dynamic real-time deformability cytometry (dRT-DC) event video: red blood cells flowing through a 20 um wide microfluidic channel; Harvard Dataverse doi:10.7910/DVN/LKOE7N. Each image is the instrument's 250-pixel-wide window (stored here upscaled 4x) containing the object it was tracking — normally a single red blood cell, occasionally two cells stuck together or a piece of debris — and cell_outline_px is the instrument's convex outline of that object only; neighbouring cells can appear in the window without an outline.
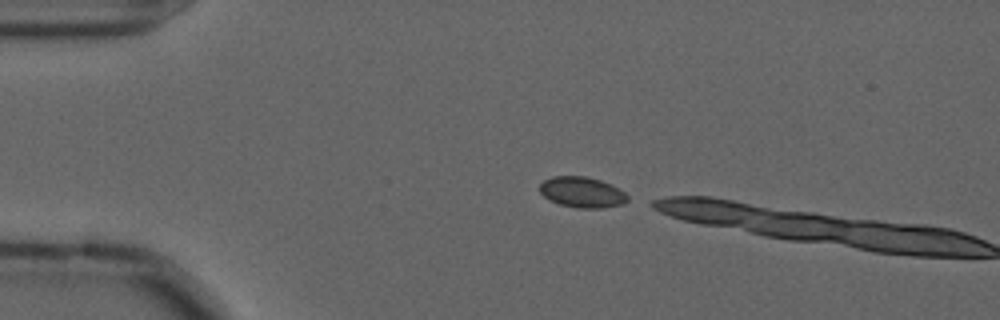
{"species": "common noctule bat (a hibernating species)", "species_latin": "Nyctalus noctula", "temperature_condition": "cold", "stored_images_in_passage": 3, "camera_frame_rate_fps": 3000, "um_per_image_px": 0.085, "animal": {"sex": "male", "forearm_length_mm": 52.5}, "frame": {"image": 1, "passage_image": 1, "time_ms": 0.0, "image_size_px": [1000, 320], "cell_outline_px": [[628, 200], [624, 204], [604, 208], [576, 208], [560, 204], [548, 200], [540, 192], [540, 184], [544, 180], [552, 176], [584, 176], [600, 180], [624, 192], [628, 196]], "centroid_in_image_um": [49.46, 16.35], "position_along_channel_um": 35.5, "area_um2": 15.66}}